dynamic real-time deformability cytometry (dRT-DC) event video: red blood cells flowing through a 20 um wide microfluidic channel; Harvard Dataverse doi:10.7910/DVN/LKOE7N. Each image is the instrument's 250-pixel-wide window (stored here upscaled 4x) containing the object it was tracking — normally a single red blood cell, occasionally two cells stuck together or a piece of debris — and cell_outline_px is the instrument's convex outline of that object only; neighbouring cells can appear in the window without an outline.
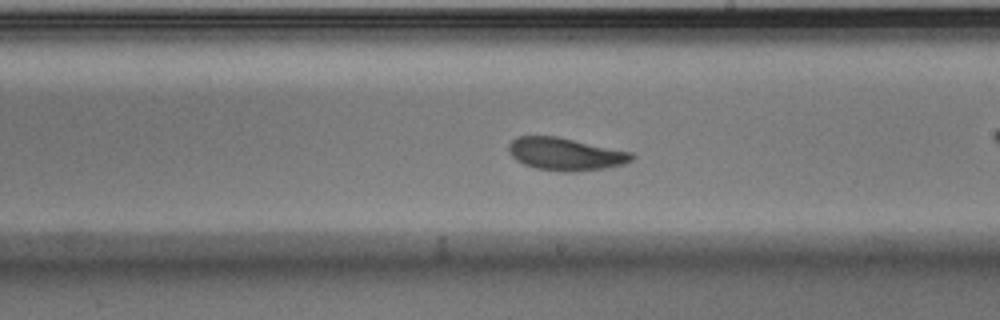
{"species": "Egyptian fruit bat (a non-hibernating species)", "species_latin": "Rousettus aegyptiacus", "temperature_condition": "warm", "stored_images_in_passage": 52, "camera_frame_rate_fps": 3000, "um_per_image_px": 0.085, "animal": {"sex": "male"}, "frame": {"image": 1, "passage_image": 30, "time_ms": 9.667, "image_size_px": [1000, 320], "cell_outline_px": [[636, 156], [632, 160], [624, 164], [604, 168], [576, 172], [560, 172], [536, 168], [524, 164], [516, 160], [508, 152], [508, 144], [512, 140], [520, 136], [556, 136], [632, 152]], "centroid_in_image_um": [48.06, 13.1], "position_along_channel_um": 240.9, "area_um2": 23.47}, "authors_computed_cell_mechanics": {"area_um2": 23.2356, "velocity_mm_per_s": 3.8745, "shape_relaxation_time_tau1_ms": 3.4409, "shape_relaxation_time_tau2_ms": null, "deformation_change_tau1": 0.131, "deformation_change_tau2": null}}